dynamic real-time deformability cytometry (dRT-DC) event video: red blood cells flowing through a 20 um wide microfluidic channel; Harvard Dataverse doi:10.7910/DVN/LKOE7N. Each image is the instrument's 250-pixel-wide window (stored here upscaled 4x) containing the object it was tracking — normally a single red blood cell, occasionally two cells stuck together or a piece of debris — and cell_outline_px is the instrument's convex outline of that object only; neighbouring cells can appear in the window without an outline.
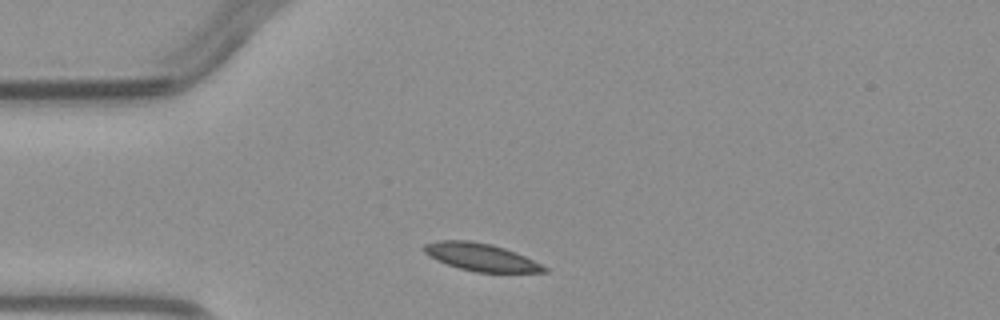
{"species": "common noctule bat (a hibernating species)", "species_latin": "Nyctalus noctula", "temperature_condition": "warm", "stored_images_in_passage": 2, "camera_frame_rate_fps": 3000, "um_per_image_px": 0.085, "animal": {"sex": "male", "body_mass_g": 23.1, "forearm_length_mm": 52.7}, "frame": {"image": 1, "passage_image": 1, "time_ms": 0.0, "image_size_px": [1000, 320], "cell_outline_px": [[548, 272], [476, 272], [460, 268], [436, 260], [428, 256], [424, 252], [424, 244], [436, 240], [472, 240], [492, 244], [516, 252], [548, 268]], "centroid_in_image_um": [40.85, 21.84], "position_along_channel_um": 44.2, "area_um2": 19.25}}